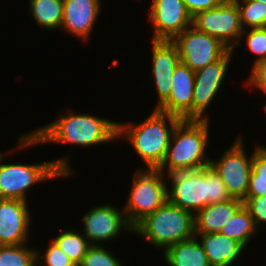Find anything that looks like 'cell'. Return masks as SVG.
<instances>
[{
	"mask_svg": "<svg viewBox=\"0 0 266 266\" xmlns=\"http://www.w3.org/2000/svg\"><path fill=\"white\" fill-rule=\"evenodd\" d=\"M65 111L66 113H59L57 118L55 116V120L50 123L20 135L17 150L14 151L45 143H64L89 148L118 139V121L97 117L89 112L76 113L68 108Z\"/></svg>",
	"mask_w": 266,
	"mask_h": 266,
	"instance_id": "1",
	"label": "cell"
},
{
	"mask_svg": "<svg viewBox=\"0 0 266 266\" xmlns=\"http://www.w3.org/2000/svg\"><path fill=\"white\" fill-rule=\"evenodd\" d=\"M177 116L156 109L140 123L118 122V136L123 138L144 163L145 169H158L167 154L172 133L181 121Z\"/></svg>",
	"mask_w": 266,
	"mask_h": 266,
	"instance_id": "2",
	"label": "cell"
},
{
	"mask_svg": "<svg viewBox=\"0 0 266 266\" xmlns=\"http://www.w3.org/2000/svg\"><path fill=\"white\" fill-rule=\"evenodd\" d=\"M168 201L194 215L209 204L226 202L233 197L209 165L196 170L166 175Z\"/></svg>",
	"mask_w": 266,
	"mask_h": 266,
	"instance_id": "3",
	"label": "cell"
},
{
	"mask_svg": "<svg viewBox=\"0 0 266 266\" xmlns=\"http://www.w3.org/2000/svg\"><path fill=\"white\" fill-rule=\"evenodd\" d=\"M210 120H181L172 133L167 154L158 168L163 174L196 170L210 165Z\"/></svg>",
	"mask_w": 266,
	"mask_h": 266,
	"instance_id": "4",
	"label": "cell"
},
{
	"mask_svg": "<svg viewBox=\"0 0 266 266\" xmlns=\"http://www.w3.org/2000/svg\"><path fill=\"white\" fill-rule=\"evenodd\" d=\"M0 151V199H18L28 202V190L42 181L58 178H69L75 175V170L70 166L69 155L47 162L21 164L19 162L2 163L8 155Z\"/></svg>",
	"mask_w": 266,
	"mask_h": 266,
	"instance_id": "5",
	"label": "cell"
},
{
	"mask_svg": "<svg viewBox=\"0 0 266 266\" xmlns=\"http://www.w3.org/2000/svg\"><path fill=\"white\" fill-rule=\"evenodd\" d=\"M195 215L168 200L147 215L134 228L133 233L163 252L171 245L195 237Z\"/></svg>",
	"mask_w": 266,
	"mask_h": 266,
	"instance_id": "6",
	"label": "cell"
},
{
	"mask_svg": "<svg viewBox=\"0 0 266 266\" xmlns=\"http://www.w3.org/2000/svg\"><path fill=\"white\" fill-rule=\"evenodd\" d=\"M127 200L123 210L129 224L134 228L147 215L160 208L167 200L166 175L158 169L134 170Z\"/></svg>",
	"mask_w": 266,
	"mask_h": 266,
	"instance_id": "7",
	"label": "cell"
},
{
	"mask_svg": "<svg viewBox=\"0 0 266 266\" xmlns=\"http://www.w3.org/2000/svg\"><path fill=\"white\" fill-rule=\"evenodd\" d=\"M242 134L224 151L219 159H210L215 170L233 198L243 200L247 195L253 167V153L248 156Z\"/></svg>",
	"mask_w": 266,
	"mask_h": 266,
	"instance_id": "8",
	"label": "cell"
},
{
	"mask_svg": "<svg viewBox=\"0 0 266 266\" xmlns=\"http://www.w3.org/2000/svg\"><path fill=\"white\" fill-rule=\"evenodd\" d=\"M192 26L219 39L230 50L237 46L243 32L239 8L234 0H223L215 8L197 13L192 17Z\"/></svg>",
	"mask_w": 266,
	"mask_h": 266,
	"instance_id": "9",
	"label": "cell"
},
{
	"mask_svg": "<svg viewBox=\"0 0 266 266\" xmlns=\"http://www.w3.org/2000/svg\"><path fill=\"white\" fill-rule=\"evenodd\" d=\"M172 42L177 47L181 63L194 72L222 58L230 50L219 39L198 31L192 25Z\"/></svg>",
	"mask_w": 266,
	"mask_h": 266,
	"instance_id": "10",
	"label": "cell"
},
{
	"mask_svg": "<svg viewBox=\"0 0 266 266\" xmlns=\"http://www.w3.org/2000/svg\"><path fill=\"white\" fill-rule=\"evenodd\" d=\"M233 53L229 50L222 58L195 72L192 120H210L206 109L222 90Z\"/></svg>",
	"mask_w": 266,
	"mask_h": 266,
	"instance_id": "11",
	"label": "cell"
},
{
	"mask_svg": "<svg viewBox=\"0 0 266 266\" xmlns=\"http://www.w3.org/2000/svg\"><path fill=\"white\" fill-rule=\"evenodd\" d=\"M83 235L91 245H104V242L114 240L122 234L123 230L133 233L123 207L118 209L113 204H104L92 207L82 215ZM128 231V232H127Z\"/></svg>",
	"mask_w": 266,
	"mask_h": 266,
	"instance_id": "12",
	"label": "cell"
},
{
	"mask_svg": "<svg viewBox=\"0 0 266 266\" xmlns=\"http://www.w3.org/2000/svg\"><path fill=\"white\" fill-rule=\"evenodd\" d=\"M148 9L152 40L172 41L192 25V16L183 0H152Z\"/></svg>",
	"mask_w": 266,
	"mask_h": 266,
	"instance_id": "13",
	"label": "cell"
},
{
	"mask_svg": "<svg viewBox=\"0 0 266 266\" xmlns=\"http://www.w3.org/2000/svg\"><path fill=\"white\" fill-rule=\"evenodd\" d=\"M29 202L0 199V245H22L29 242L31 216Z\"/></svg>",
	"mask_w": 266,
	"mask_h": 266,
	"instance_id": "14",
	"label": "cell"
},
{
	"mask_svg": "<svg viewBox=\"0 0 266 266\" xmlns=\"http://www.w3.org/2000/svg\"><path fill=\"white\" fill-rule=\"evenodd\" d=\"M152 41V79L153 88L157 93V103L154 109H157L170 95L172 76L175 68L181 62L176 45L167 40Z\"/></svg>",
	"mask_w": 266,
	"mask_h": 266,
	"instance_id": "15",
	"label": "cell"
},
{
	"mask_svg": "<svg viewBox=\"0 0 266 266\" xmlns=\"http://www.w3.org/2000/svg\"><path fill=\"white\" fill-rule=\"evenodd\" d=\"M101 3V0H63L61 31L63 29L83 42L89 41L102 12Z\"/></svg>",
	"mask_w": 266,
	"mask_h": 266,
	"instance_id": "16",
	"label": "cell"
},
{
	"mask_svg": "<svg viewBox=\"0 0 266 266\" xmlns=\"http://www.w3.org/2000/svg\"><path fill=\"white\" fill-rule=\"evenodd\" d=\"M194 81L195 72L180 62L172 76L170 95L156 110L182 120H192Z\"/></svg>",
	"mask_w": 266,
	"mask_h": 266,
	"instance_id": "17",
	"label": "cell"
},
{
	"mask_svg": "<svg viewBox=\"0 0 266 266\" xmlns=\"http://www.w3.org/2000/svg\"><path fill=\"white\" fill-rule=\"evenodd\" d=\"M195 237L205 249L211 266H232L244 254L241 243L219 232L195 233Z\"/></svg>",
	"mask_w": 266,
	"mask_h": 266,
	"instance_id": "18",
	"label": "cell"
},
{
	"mask_svg": "<svg viewBox=\"0 0 266 266\" xmlns=\"http://www.w3.org/2000/svg\"><path fill=\"white\" fill-rule=\"evenodd\" d=\"M244 205L240 199L233 198L226 202L209 204L195 214V233L220 232L236 212Z\"/></svg>",
	"mask_w": 266,
	"mask_h": 266,
	"instance_id": "19",
	"label": "cell"
},
{
	"mask_svg": "<svg viewBox=\"0 0 266 266\" xmlns=\"http://www.w3.org/2000/svg\"><path fill=\"white\" fill-rule=\"evenodd\" d=\"M162 255L169 266H211L196 237L169 246Z\"/></svg>",
	"mask_w": 266,
	"mask_h": 266,
	"instance_id": "20",
	"label": "cell"
},
{
	"mask_svg": "<svg viewBox=\"0 0 266 266\" xmlns=\"http://www.w3.org/2000/svg\"><path fill=\"white\" fill-rule=\"evenodd\" d=\"M28 6L38 26L48 31L60 30L63 21V0H29Z\"/></svg>",
	"mask_w": 266,
	"mask_h": 266,
	"instance_id": "21",
	"label": "cell"
},
{
	"mask_svg": "<svg viewBox=\"0 0 266 266\" xmlns=\"http://www.w3.org/2000/svg\"><path fill=\"white\" fill-rule=\"evenodd\" d=\"M258 232L254 220L248 209L243 205L236 214L223 225L220 232L241 243L245 248L249 247L255 234Z\"/></svg>",
	"mask_w": 266,
	"mask_h": 266,
	"instance_id": "22",
	"label": "cell"
},
{
	"mask_svg": "<svg viewBox=\"0 0 266 266\" xmlns=\"http://www.w3.org/2000/svg\"><path fill=\"white\" fill-rule=\"evenodd\" d=\"M58 247L78 266L88 249L92 246L82 232L72 230H61L53 238Z\"/></svg>",
	"mask_w": 266,
	"mask_h": 266,
	"instance_id": "23",
	"label": "cell"
},
{
	"mask_svg": "<svg viewBox=\"0 0 266 266\" xmlns=\"http://www.w3.org/2000/svg\"><path fill=\"white\" fill-rule=\"evenodd\" d=\"M253 151V167L246 197L266 194V145L257 144Z\"/></svg>",
	"mask_w": 266,
	"mask_h": 266,
	"instance_id": "24",
	"label": "cell"
},
{
	"mask_svg": "<svg viewBox=\"0 0 266 266\" xmlns=\"http://www.w3.org/2000/svg\"><path fill=\"white\" fill-rule=\"evenodd\" d=\"M27 245H0V266H37V250Z\"/></svg>",
	"mask_w": 266,
	"mask_h": 266,
	"instance_id": "25",
	"label": "cell"
},
{
	"mask_svg": "<svg viewBox=\"0 0 266 266\" xmlns=\"http://www.w3.org/2000/svg\"><path fill=\"white\" fill-rule=\"evenodd\" d=\"M239 8L243 30L266 27V5L257 0H234Z\"/></svg>",
	"mask_w": 266,
	"mask_h": 266,
	"instance_id": "26",
	"label": "cell"
},
{
	"mask_svg": "<svg viewBox=\"0 0 266 266\" xmlns=\"http://www.w3.org/2000/svg\"><path fill=\"white\" fill-rule=\"evenodd\" d=\"M245 37V38H243ZM245 40L246 48L249 49L250 53L256 55V59H254L253 65L261 60H266V27L265 28H250L243 30L239 43L237 47H241L242 42Z\"/></svg>",
	"mask_w": 266,
	"mask_h": 266,
	"instance_id": "27",
	"label": "cell"
},
{
	"mask_svg": "<svg viewBox=\"0 0 266 266\" xmlns=\"http://www.w3.org/2000/svg\"><path fill=\"white\" fill-rule=\"evenodd\" d=\"M105 245H92L78 266H123Z\"/></svg>",
	"mask_w": 266,
	"mask_h": 266,
	"instance_id": "28",
	"label": "cell"
},
{
	"mask_svg": "<svg viewBox=\"0 0 266 266\" xmlns=\"http://www.w3.org/2000/svg\"><path fill=\"white\" fill-rule=\"evenodd\" d=\"M48 247V248H47ZM41 255L37 248V266H76V264L52 240ZM43 262H42V261ZM38 263L40 265H38Z\"/></svg>",
	"mask_w": 266,
	"mask_h": 266,
	"instance_id": "29",
	"label": "cell"
},
{
	"mask_svg": "<svg viewBox=\"0 0 266 266\" xmlns=\"http://www.w3.org/2000/svg\"><path fill=\"white\" fill-rule=\"evenodd\" d=\"M242 201L252 216L257 229H262L266 225V194L259 197H245Z\"/></svg>",
	"mask_w": 266,
	"mask_h": 266,
	"instance_id": "30",
	"label": "cell"
},
{
	"mask_svg": "<svg viewBox=\"0 0 266 266\" xmlns=\"http://www.w3.org/2000/svg\"><path fill=\"white\" fill-rule=\"evenodd\" d=\"M250 76L244 81L245 86L266 91V60H261L251 67Z\"/></svg>",
	"mask_w": 266,
	"mask_h": 266,
	"instance_id": "31",
	"label": "cell"
},
{
	"mask_svg": "<svg viewBox=\"0 0 266 266\" xmlns=\"http://www.w3.org/2000/svg\"><path fill=\"white\" fill-rule=\"evenodd\" d=\"M222 1L223 0H183L187 11L192 17L199 12L215 8Z\"/></svg>",
	"mask_w": 266,
	"mask_h": 266,
	"instance_id": "32",
	"label": "cell"
},
{
	"mask_svg": "<svg viewBox=\"0 0 266 266\" xmlns=\"http://www.w3.org/2000/svg\"><path fill=\"white\" fill-rule=\"evenodd\" d=\"M257 1H259V2H261V3L266 5V0H257Z\"/></svg>",
	"mask_w": 266,
	"mask_h": 266,
	"instance_id": "33",
	"label": "cell"
},
{
	"mask_svg": "<svg viewBox=\"0 0 266 266\" xmlns=\"http://www.w3.org/2000/svg\"><path fill=\"white\" fill-rule=\"evenodd\" d=\"M262 92L266 94V91H262ZM262 108L266 110V105L264 104V105L262 106Z\"/></svg>",
	"mask_w": 266,
	"mask_h": 266,
	"instance_id": "34",
	"label": "cell"
}]
</instances>
